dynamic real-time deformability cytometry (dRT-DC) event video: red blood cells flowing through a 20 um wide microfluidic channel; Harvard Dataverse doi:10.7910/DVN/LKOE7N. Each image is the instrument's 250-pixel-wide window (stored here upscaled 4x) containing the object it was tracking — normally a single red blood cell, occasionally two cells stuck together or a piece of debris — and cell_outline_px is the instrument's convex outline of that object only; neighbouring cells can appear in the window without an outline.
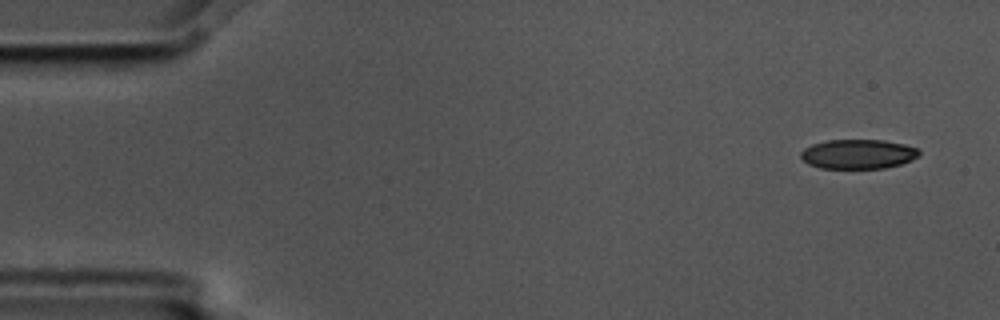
{"species": "common noctule bat (a hibernating species)", "species_latin": "Nyctalus noctula", "temperature_condition": "cold", "stored_images_in_passage": 3, "camera_frame_rate_fps": 3000, "um_per_image_px": 0.085, "animal": {"sex": "male", "body_mass_g": 17.5, "forearm_length_mm": 52.3}, "frame": {"image": 1, "passage_image": 1, "time_ms": 0.0, "image_size_px": [1000, 320], "cell_outline_px": [[920, 156], [912, 160], [900, 164], [884, 168], [820, 168], [808, 164], [800, 156], [800, 152], [804, 148], [812, 144], [828, 140], [884, 140], [904, 144], [920, 148]], "centroid_in_image_um": [72.96, 13.09], "position_along_channel_um": 12.0, "area_um2": 20.46}}